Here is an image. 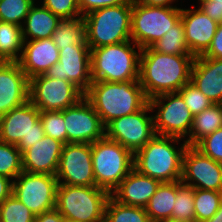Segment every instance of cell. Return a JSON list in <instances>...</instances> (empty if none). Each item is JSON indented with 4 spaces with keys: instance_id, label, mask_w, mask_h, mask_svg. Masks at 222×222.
<instances>
[{
    "instance_id": "1",
    "label": "cell",
    "mask_w": 222,
    "mask_h": 222,
    "mask_svg": "<svg viewBox=\"0 0 222 222\" xmlns=\"http://www.w3.org/2000/svg\"><path fill=\"white\" fill-rule=\"evenodd\" d=\"M193 55L162 54L150 47L141 49L139 82L147 99L178 92L190 82Z\"/></svg>"
},
{
    "instance_id": "2",
    "label": "cell",
    "mask_w": 222,
    "mask_h": 222,
    "mask_svg": "<svg viewBox=\"0 0 222 222\" xmlns=\"http://www.w3.org/2000/svg\"><path fill=\"white\" fill-rule=\"evenodd\" d=\"M84 97L92 104L104 126L114 119L136 113L148 103L139 80L92 81Z\"/></svg>"
},
{
    "instance_id": "3",
    "label": "cell",
    "mask_w": 222,
    "mask_h": 222,
    "mask_svg": "<svg viewBox=\"0 0 222 222\" xmlns=\"http://www.w3.org/2000/svg\"><path fill=\"white\" fill-rule=\"evenodd\" d=\"M179 140L181 138L156 134L134 154V169L161 183L181 180L183 155L188 145L184 141L177 150L174 144Z\"/></svg>"
},
{
    "instance_id": "4",
    "label": "cell",
    "mask_w": 222,
    "mask_h": 222,
    "mask_svg": "<svg viewBox=\"0 0 222 222\" xmlns=\"http://www.w3.org/2000/svg\"><path fill=\"white\" fill-rule=\"evenodd\" d=\"M130 41L90 49L92 81L127 82L139 80L141 48ZM135 48L139 51L136 52Z\"/></svg>"
},
{
    "instance_id": "5",
    "label": "cell",
    "mask_w": 222,
    "mask_h": 222,
    "mask_svg": "<svg viewBox=\"0 0 222 222\" xmlns=\"http://www.w3.org/2000/svg\"><path fill=\"white\" fill-rule=\"evenodd\" d=\"M132 0L104 7L83 16L86 42L90 49L118 44L131 39Z\"/></svg>"
},
{
    "instance_id": "6",
    "label": "cell",
    "mask_w": 222,
    "mask_h": 222,
    "mask_svg": "<svg viewBox=\"0 0 222 222\" xmlns=\"http://www.w3.org/2000/svg\"><path fill=\"white\" fill-rule=\"evenodd\" d=\"M111 194L97 186L58 184L55 209L76 222L104 220L105 207Z\"/></svg>"
},
{
    "instance_id": "7",
    "label": "cell",
    "mask_w": 222,
    "mask_h": 222,
    "mask_svg": "<svg viewBox=\"0 0 222 222\" xmlns=\"http://www.w3.org/2000/svg\"><path fill=\"white\" fill-rule=\"evenodd\" d=\"M95 186L110 194L134 168V154L106 137L91 143Z\"/></svg>"
},
{
    "instance_id": "8",
    "label": "cell",
    "mask_w": 222,
    "mask_h": 222,
    "mask_svg": "<svg viewBox=\"0 0 222 222\" xmlns=\"http://www.w3.org/2000/svg\"><path fill=\"white\" fill-rule=\"evenodd\" d=\"M181 18V8L148 6L132 0L131 39L141 49L161 39Z\"/></svg>"
},
{
    "instance_id": "9",
    "label": "cell",
    "mask_w": 222,
    "mask_h": 222,
    "mask_svg": "<svg viewBox=\"0 0 222 222\" xmlns=\"http://www.w3.org/2000/svg\"><path fill=\"white\" fill-rule=\"evenodd\" d=\"M45 136L40 110L30 100L0 116V141L23 153Z\"/></svg>"
},
{
    "instance_id": "10",
    "label": "cell",
    "mask_w": 222,
    "mask_h": 222,
    "mask_svg": "<svg viewBox=\"0 0 222 222\" xmlns=\"http://www.w3.org/2000/svg\"><path fill=\"white\" fill-rule=\"evenodd\" d=\"M148 103L152 111L155 108L158 110L153 116L157 135L173 136L181 139L189 136L194 115L178 92L155 96L149 99Z\"/></svg>"
},
{
    "instance_id": "11",
    "label": "cell",
    "mask_w": 222,
    "mask_h": 222,
    "mask_svg": "<svg viewBox=\"0 0 222 222\" xmlns=\"http://www.w3.org/2000/svg\"><path fill=\"white\" fill-rule=\"evenodd\" d=\"M84 93L73 83L45 74L29 79V100L40 111H62L77 104Z\"/></svg>"
},
{
    "instance_id": "12",
    "label": "cell",
    "mask_w": 222,
    "mask_h": 222,
    "mask_svg": "<svg viewBox=\"0 0 222 222\" xmlns=\"http://www.w3.org/2000/svg\"><path fill=\"white\" fill-rule=\"evenodd\" d=\"M57 186L55 175L22 171L13 180L12 194L38 215L55 208Z\"/></svg>"
},
{
    "instance_id": "13",
    "label": "cell",
    "mask_w": 222,
    "mask_h": 222,
    "mask_svg": "<svg viewBox=\"0 0 222 222\" xmlns=\"http://www.w3.org/2000/svg\"><path fill=\"white\" fill-rule=\"evenodd\" d=\"M150 111L147 103L136 113L114 119L105 126V137L135 154L156 135L153 115H147Z\"/></svg>"
},
{
    "instance_id": "14",
    "label": "cell",
    "mask_w": 222,
    "mask_h": 222,
    "mask_svg": "<svg viewBox=\"0 0 222 222\" xmlns=\"http://www.w3.org/2000/svg\"><path fill=\"white\" fill-rule=\"evenodd\" d=\"M55 176L58 184L95 186L91 143L64 144Z\"/></svg>"
},
{
    "instance_id": "15",
    "label": "cell",
    "mask_w": 222,
    "mask_h": 222,
    "mask_svg": "<svg viewBox=\"0 0 222 222\" xmlns=\"http://www.w3.org/2000/svg\"><path fill=\"white\" fill-rule=\"evenodd\" d=\"M90 61L88 45L62 48L59 50V61L51 66L45 75L69 81L85 94L92 83Z\"/></svg>"
},
{
    "instance_id": "16",
    "label": "cell",
    "mask_w": 222,
    "mask_h": 222,
    "mask_svg": "<svg viewBox=\"0 0 222 222\" xmlns=\"http://www.w3.org/2000/svg\"><path fill=\"white\" fill-rule=\"evenodd\" d=\"M61 112L64 115L67 143H93L105 137L104 124L85 97Z\"/></svg>"
},
{
    "instance_id": "17",
    "label": "cell",
    "mask_w": 222,
    "mask_h": 222,
    "mask_svg": "<svg viewBox=\"0 0 222 222\" xmlns=\"http://www.w3.org/2000/svg\"><path fill=\"white\" fill-rule=\"evenodd\" d=\"M181 182L194 189L222 192V163L187 146L183 155Z\"/></svg>"
},
{
    "instance_id": "18",
    "label": "cell",
    "mask_w": 222,
    "mask_h": 222,
    "mask_svg": "<svg viewBox=\"0 0 222 222\" xmlns=\"http://www.w3.org/2000/svg\"><path fill=\"white\" fill-rule=\"evenodd\" d=\"M29 100V79L18 62L0 61V116Z\"/></svg>"
},
{
    "instance_id": "19",
    "label": "cell",
    "mask_w": 222,
    "mask_h": 222,
    "mask_svg": "<svg viewBox=\"0 0 222 222\" xmlns=\"http://www.w3.org/2000/svg\"><path fill=\"white\" fill-rule=\"evenodd\" d=\"M185 42L194 57L203 55L211 45L218 23L200 8L181 9Z\"/></svg>"
},
{
    "instance_id": "20",
    "label": "cell",
    "mask_w": 222,
    "mask_h": 222,
    "mask_svg": "<svg viewBox=\"0 0 222 222\" xmlns=\"http://www.w3.org/2000/svg\"><path fill=\"white\" fill-rule=\"evenodd\" d=\"M64 143L44 136L22 153V169L25 172L56 175Z\"/></svg>"
},
{
    "instance_id": "21",
    "label": "cell",
    "mask_w": 222,
    "mask_h": 222,
    "mask_svg": "<svg viewBox=\"0 0 222 222\" xmlns=\"http://www.w3.org/2000/svg\"><path fill=\"white\" fill-rule=\"evenodd\" d=\"M59 61V49L52 38L24 41L22 55L18 61L28 79L45 74Z\"/></svg>"
},
{
    "instance_id": "22",
    "label": "cell",
    "mask_w": 222,
    "mask_h": 222,
    "mask_svg": "<svg viewBox=\"0 0 222 222\" xmlns=\"http://www.w3.org/2000/svg\"><path fill=\"white\" fill-rule=\"evenodd\" d=\"M190 82L213 104H222V59L195 57Z\"/></svg>"
},
{
    "instance_id": "23",
    "label": "cell",
    "mask_w": 222,
    "mask_h": 222,
    "mask_svg": "<svg viewBox=\"0 0 222 222\" xmlns=\"http://www.w3.org/2000/svg\"><path fill=\"white\" fill-rule=\"evenodd\" d=\"M160 183L159 180L142 175L133 168L111 196L121 204L145 208Z\"/></svg>"
},
{
    "instance_id": "24",
    "label": "cell",
    "mask_w": 222,
    "mask_h": 222,
    "mask_svg": "<svg viewBox=\"0 0 222 222\" xmlns=\"http://www.w3.org/2000/svg\"><path fill=\"white\" fill-rule=\"evenodd\" d=\"M61 19L49 9L31 6L28 15L22 25V36L24 41L51 38ZM25 27V28H24ZM28 38V39H27Z\"/></svg>"
},
{
    "instance_id": "25",
    "label": "cell",
    "mask_w": 222,
    "mask_h": 222,
    "mask_svg": "<svg viewBox=\"0 0 222 222\" xmlns=\"http://www.w3.org/2000/svg\"><path fill=\"white\" fill-rule=\"evenodd\" d=\"M176 192L177 181L160 183L156 193L150 198L149 203L145 207L150 221H172V210L176 199Z\"/></svg>"
},
{
    "instance_id": "26",
    "label": "cell",
    "mask_w": 222,
    "mask_h": 222,
    "mask_svg": "<svg viewBox=\"0 0 222 222\" xmlns=\"http://www.w3.org/2000/svg\"><path fill=\"white\" fill-rule=\"evenodd\" d=\"M222 127V104H212L201 113L194 115L189 137L185 140L188 146H195L201 139Z\"/></svg>"
},
{
    "instance_id": "27",
    "label": "cell",
    "mask_w": 222,
    "mask_h": 222,
    "mask_svg": "<svg viewBox=\"0 0 222 222\" xmlns=\"http://www.w3.org/2000/svg\"><path fill=\"white\" fill-rule=\"evenodd\" d=\"M52 40L59 50L72 45H88L83 16L73 19H62L52 35Z\"/></svg>"
},
{
    "instance_id": "28",
    "label": "cell",
    "mask_w": 222,
    "mask_h": 222,
    "mask_svg": "<svg viewBox=\"0 0 222 222\" xmlns=\"http://www.w3.org/2000/svg\"><path fill=\"white\" fill-rule=\"evenodd\" d=\"M23 43L21 26L0 21V61L18 62Z\"/></svg>"
},
{
    "instance_id": "29",
    "label": "cell",
    "mask_w": 222,
    "mask_h": 222,
    "mask_svg": "<svg viewBox=\"0 0 222 222\" xmlns=\"http://www.w3.org/2000/svg\"><path fill=\"white\" fill-rule=\"evenodd\" d=\"M150 48L162 54L192 55L185 42L184 26L181 19Z\"/></svg>"
},
{
    "instance_id": "30",
    "label": "cell",
    "mask_w": 222,
    "mask_h": 222,
    "mask_svg": "<svg viewBox=\"0 0 222 222\" xmlns=\"http://www.w3.org/2000/svg\"><path fill=\"white\" fill-rule=\"evenodd\" d=\"M104 219L107 222H150L144 207L121 204L112 196L107 201Z\"/></svg>"
},
{
    "instance_id": "31",
    "label": "cell",
    "mask_w": 222,
    "mask_h": 222,
    "mask_svg": "<svg viewBox=\"0 0 222 222\" xmlns=\"http://www.w3.org/2000/svg\"><path fill=\"white\" fill-rule=\"evenodd\" d=\"M173 222H195L194 188L177 181V192L172 210Z\"/></svg>"
},
{
    "instance_id": "32",
    "label": "cell",
    "mask_w": 222,
    "mask_h": 222,
    "mask_svg": "<svg viewBox=\"0 0 222 222\" xmlns=\"http://www.w3.org/2000/svg\"><path fill=\"white\" fill-rule=\"evenodd\" d=\"M222 204V192L194 189L195 222L212 218Z\"/></svg>"
},
{
    "instance_id": "33",
    "label": "cell",
    "mask_w": 222,
    "mask_h": 222,
    "mask_svg": "<svg viewBox=\"0 0 222 222\" xmlns=\"http://www.w3.org/2000/svg\"><path fill=\"white\" fill-rule=\"evenodd\" d=\"M22 171L21 151L16 145L0 141V175L13 180Z\"/></svg>"
},
{
    "instance_id": "34",
    "label": "cell",
    "mask_w": 222,
    "mask_h": 222,
    "mask_svg": "<svg viewBox=\"0 0 222 222\" xmlns=\"http://www.w3.org/2000/svg\"><path fill=\"white\" fill-rule=\"evenodd\" d=\"M35 216L13 194L0 204V222H35Z\"/></svg>"
},
{
    "instance_id": "35",
    "label": "cell",
    "mask_w": 222,
    "mask_h": 222,
    "mask_svg": "<svg viewBox=\"0 0 222 222\" xmlns=\"http://www.w3.org/2000/svg\"><path fill=\"white\" fill-rule=\"evenodd\" d=\"M34 1L0 0V21L22 26Z\"/></svg>"
},
{
    "instance_id": "36",
    "label": "cell",
    "mask_w": 222,
    "mask_h": 222,
    "mask_svg": "<svg viewBox=\"0 0 222 222\" xmlns=\"http://www.w3.org/2000/svg\"><path fill=\"white\" fill-rule=\"evenodd\" d=\"M40 120L46 136L67 144L66 126L61 111H40Z\"/></svg>"
},
{
    "instance_id": "37",
    "label": "cell",
    "mask_w": 222,
    "mask_h": 222,
    "mask_svg": "<svg viewBox=\"0 0 222 222\" xmlns=\"http://www.w3.org/2000/svg\"><path fill=\"white\" fill-rule=\"evenodd\" d=\"M178 93L193 115L201 113L213 104L192 82L185 84Z\"/></svg>"
},
{
    "instance_id": "38",
    "label": "cell",
    "mask_w": 222,
    "mask_h": 222,
    "mask_svg": "<svg viewBox=\"0 0 222 222\" xmlns=\"http://www.w3.org/2000/svg\"><path fill=\"white\" fill-rule=\"evenodd\" d=\"M194 147L203 155L222 163V127L201 139Z\"/></svg>"
},
{
    "instance_id": "39",
    "label": "cell",
    "mask_w": 222,
    "mask_h": 222,
    "mask_svg": "<svg viewBox=\"0 0 222 222\" xmlns=\"http://www.w3.org/2000/svg\"><path fill=\"white\" fill-rule=\"evenodd\" d=\"M43 5L62 19L81 17L78 0H43Z\"/></svg>"
},
{
    "instance_id": "40",
    "label": "cell",
    "mask_w": 222,
    "mask_h": 222,
    "mask_svg": "<svg viewBox=\"0 0 222 222\" xmlns=\"http://www.w3.org/2000/svg\"><path fill=\"white\" fill-rule=\"evenodd\" d=\"M128 0H78L82 16L89 12L126 3Z\"/></svg>"
},
{
    "instance_id": "41",
    "label": "cell",
    "mask_w": 222,
    "mask_h": 222,
    "mask_svg": "<svg viewBox=\"0 0 222 222\" xmlns=\"http://www.w3.org/2000/svg\"><path fill=\"white\" fill-rule=\"evenodd\" d=\"M200 9L218 24L222 23V0H199Z\"/></svg>"
},
{
    "instance_id": "42",
    "label": "cell",
    "mask_w": 222,
    "mask_h": 222,
    "mask_svg": "<svg viewBox=\"0 0 222 222\" xmlns=\"http://www.w3.org/2000/svg\"><path fill=\"white\" fill-rule=\"evenodd\" d=\"M202 56L222 59V23L218 25L211 45Z\"/></svg>"
},
{
    "instance_id": "43",
    "label": "cell",
    "mask_w": 222,
    "mask_h": 222,
    "mask_svg": "<svg viewBox=\"0 0 222 222\" xmlns=\"http://www.w3.org/2000/svg\"><path fill=\"white\" fill-rule=\"evenodd\" d=\"M65 218L54 208L35 216V222H64Z\"/></svg>"
},
{
    "instance_id": "44",
    "label": "cell",
    "mask_w": 222,
    "mask_h": 222,
    "mask_svg": "<svg viewBox=\"0 0 222 222\" xmlns=\"http://www.w3.org/2000/svg\"><path fill=\"white\" fill-rule=\"evenodd\" d=\"M13 181L0 175V204L12 194Z\"/></svg>"
},
{
    "instance_id": "45",
    "label": "cell",
    "mask_w": 222,
    "mask_h": 222,
    "mask_svg": "<svg viewBox=\"0 0 222 222\" xmlns=\"http://www.w3.org/2000/svg\"><path fill=\"white\" fill-rule=\"evenodd\" d=\"M137 2L148 6L174 7L171 6L175 0H136Z\"/></svg>"
},
{
    "instance_id": "46",
    "label": "cell",
    "mask_w": 222,
    "mask_h": 222,
    "mask_svg": "<svg viewBox=\"0 0 222 222\" xmlns=\"http://www.w3.org/2000/svg\"><path fill=\"white\" fill-rule=\"evenodd\" d=\"M204 222H222V204L212 218Z\"/></svg>"
},
{
    "instance_id": "47",
    "label": "cell",
    "mask_w": 222,
    "mask_h": 222,
    "mask_svg": "<svg viewBox=\"0 0 222 222\" xmlns=\"http://www.w3.org/2000/svg\"><path fill=\"white\" fill-rule=\"evenodd\" d=\"M64 222H76V221H71V220L65 219Z\"/></svg>"
}]
</instances>
